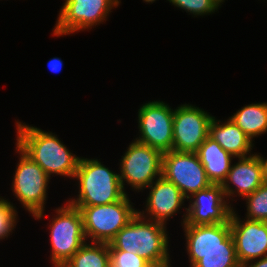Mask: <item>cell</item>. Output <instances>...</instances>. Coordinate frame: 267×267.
<instances>
[{"label": "cell", "mask_w": 267, "mask_h": 267, "mask_svg": "<svg viewBox=\"0 0 267 267\" xmlns=\"http://www.w3.org/2000/svg\"><path fill=\"white\" fill-rule=\"evenodd\" d=\"M16 124V145L49 177L57 174L74 178L81 157L70 152L54 133L19 121Z\"/></svg>", "instance_id": "obj_1"}, {"label": "cell", "mask_w": 267, "mask_h": 267, "mask_svg": "<svg viewBox=\"0 0 267 267\" xmlns=\"http://www.w3.org/2000/svg\"><path fill=\"white\" fill-rule=\"evenodd\" d=\"M166 225L143 218L138 213L108 244L109 250L138 254L151 265L170 263Z\"/></svg>", "instance_id": "obj_2"}, {"label": "cell", "mask_w": 267, "mask_h": 267, "mask_svg": "<svg viewBox=\"0 0 267 267\" xmlns=\"http://www.w3.org/2000/svg\"><path fill=\"white\" fill-rule=\"evenodd\" d=\"M79 194L67 202L72 206H97L111 204L127 195L119 173L105 167L98 159L81 157L76 170Z\"/></svg>", "instance_id": "obj_3"}, {"label": "cell", "mask_w": 267, "mask_h": 267, "mask_svg": "<svg viewBox=\"0 0 267 267\" xmlns=\"http://www.w3.org/2000/svg\"><path fill=\"white\" fill-rule=\"evenodd\" d=\"M128 194L111 204L97 206H74L83 217L84 233L91 242L107 243L136 215L137 209Z\"/></svg>", "instance_id": "obj_4"}, {"label": "cell", "mask_w": 267, "mask_h": 267, "mask_svg": "<svg viewBox=\"0 0 267 267\" xmlns=\"http://www.w3.org/2000/svg\"><path fill=\"white\" fill-rule=\"evenodd\" d=\"M50 229L52 266H63L87 241L80 209L68 202L56 208Z\"/></svg>", "instance_id": "obj_5"}, {"label": "cell", "mask_w": 267, "mask_h": 267, "mask_svg": "<svg viewBox=\"0 0 267 267\" xmlns=\"http://www.w3.org/2000/svg\"><path fill=\"white\" fill-rule=\"evenodd\" d=\"M20 155L12 182V191L22 206L37 220L44 215L47 186L51 179L45 171L17 145Z\"/></svg>", "instance_id": "obj_6"}, {"label": "cell", "mask_w": 267, "mask_h": 267, "mask_svg": "<svg viewBox=\"0 0 267 267\" xmlns=\"http://www.w3.org/2000/svg\"><path fill=\"white\" fill-rule=\"evenodd\" d=\"M123 155L120 160L119 178L124 191L125 181L139 192L162 176L163 153L158 149L134 140Z\"/></svg>", "instance_id": "obj_7"}, {"label": "cell", "mask_w": 267, "mask_h": 267, "mask_svg": "<svg viewBox=\"0 0 267 267\" xmlns=\"http://www.w3.org/2000/svg\"><path fill=\"white\" fill-rule=\"evenodd\" d=\"M120 3V0H65L53 28V35L58 37L92 29L106 22L111 9Z\"/></svg>", "instance_id": "obj_8"}, {"label": "cell", "mask_w": 267, "mask_h": 267, "mask_svg": "<svg viewBox=\"0 0 267 267\" xmlns=\"http://www.w3.org/2000/svg\"><path fill=\"white\" fill-rule=\"evenodd\" d=\"M139 143L162 153L173 150L174 110L163 101H149L138 110Z\"/></svg>", "instance_id": "obj_9"}, {"label": "cell", "mask_w": 267, "mask_h": 267, "mask_svg": "<svg viewBox=\"0 0 267 267\" xmlns=\"http://www.w3.org/2000/svg\"><path fill=\"white\" fill-rule=\"evenodd\" d=\"M162 176L187 199L212 183L196 152L168 151L162 156Z\"/></svg>", "instance_id": "obj_10"}, {"label": "cell", "mask_w": 267, "mask_h": 267, "mask_svg": "<svg viewBox=\"0 0 267 267\" xmlns=\"http://www.w3.org/2000/svg\"><path fill=\"white\" fill-rule=\"evenodd\" d=\"M214 116L191 104L174 109L173 150L197 152L209 136V125Z\"/></svg>", "instance_id": "obj_11"}, {"label": "cell", "mask_w": 267, "mask_h": 267, "mask_svg": "<svg viewBox=\"0 0 267 267\" xmlns=\"http://www.w3.org/2000/svg\"><path fill=\"white\" fill-rule=\"evenodd\" d=\"M222 185L211 184L192 194L189 199V206L185 208L182 218V225H214L229 221L233 210L230 200H225Z\"/></svg>", "instance_id": "obj_12"}, {"label": "cell", "mask_w": 267, "mask_h": 267, "mask_svg": "<svg viewBox=\"0 0 267 267\" xmlns=\"http://www.w3.org/2000/svg\"><path fill=\"white\" fill-rule=\"evenodd\" d=\"M232 210L229 223L234 239L236 256L241 266L267 256V222L238 217Z\"/></svg>", "instance_id": "obj_13"}, {"label": "cell", "mask_w": 267, "mask_h": 267, "mask_svg": "<svg viewBox=\"0 0 267 267\" xmlns=\"http://www.w3.org/2000/svg\"><path fill=\"white\" fill-rule=\"evenodd\" d=\"M146 209L137 213L143 218L167 225L168 219L183 208L185 197L181 191L163 176L157 178L149 187ZM147 214H146V213ZM145 214V215H144Z\"/></svg>", "instance_id": "obj_14"}, {"label": "cell", "mask_w": 267, "mask_h": 267, "mask_svg": "<svg viewBox=\"0 0 267 267\" xmlns=\"http://www.w3.org/2000/svg\"><path fill=\"white\" fill-rule=\"evenodd\" d=\"M263 183V166L259 155L254 153L247 157H238V162L231 165L230 171L222 183V188L226 200H229L227 198L234 197L235 194L244 198L252 194Z\"/></svg>", "instance_id": "obj_15"}, {"label": "cell", "mask_w": 267, "mask_h": 267, "mask_svg": "<svg viewBox=\"0 0 267 267\" xmlns=\"http://www.w3.org/2000/svg\"><path fill=\"white\" fill-rule=\"evenodd\" d=\"M186 250L235 249L229 221L214 225H183Z\"/></svg>", "instance_id": "obj_16"}, {"label": "cell", "mask_w": 267, "mask_h": 267, "mask_svg": "<svg viewBox=\"0 0 267 267\" xmlns=\"http://www.w3.org/2000/svg\"><path fill=\"white\" fill-rule=\"evenodd\" d=\"M220 122L213 117L209 125V136L235 158L252 155L253 141L230 119Z\"/></svg>", "instance_id": "obj_17"}, {"label": "cell", "mask_w": 267, "mask_h": 267, "mask_svg": "<svg viewBox=\"0 0 267 267\" xmlns=\"http://www.w3.org/2000/svg\"><path fill=\"white\" fill-rule=\"evenodd\" d=\"M196 153L210 182L222 185L230 171L232 159L235 157L225 151L210 136L201 144Z\"/></svg>", "instance_id": "obj_18"}, {"label": "cell", "mask_w": 267, "mask_h": 267, "mask_svg": "<svg viewBox=\"0 0 267 267\" xmlns=\"http://www.w3.org/2000/svg\"><path fill=\"white\" fill-rule=\"evenodd\" d=\"M229 119L253 141V138L267 132V103L246 105Z\"/></svg>", "instance_id": "obj_19"}, {"label": "cell", "mask_w": 267, "mask_h": 267, "mask_svg": "<svg viewBox=\"0 0 267 267\" xmlns=\"http://www.w3.org/2000/svg\"><path fill=\"white\" fill-rule=\"evenodd\" d=\"M190 267H242L236 249L187 250Z\"/></svg>", "instance_id": "obj_20"}, {"label": "cell", "mask_w": 267, "mask_h": 267, "mask_svg": "<svg viewBox=\"0 0 267 267\" xmlns=\"http://www.w3.org/2000/svg\"><path fill=\"white\" fill-rule=\"evenodd\" d=\"M86 242L65 264V267H109L107 243Z\"/></svg>", "instance_id": "obj_21"}, {"label": "cell", "mask_w": 267, "mask_h": 267, "mask_svg": "<svg viewBox=\"0 0 267 267\" xmlns=\"http://www.w3.org/2000/svg\"><path fill=\"white\" fill-rule=\"evenodd\" d=\"M247 204L246 219L267 222V184L244 197Z\"/></svg>", "instance_id": "obj_22"}, {"label": "cell", "mask_w": 267, "mask_h": 267, "mask_svg": "<svg viewBox=\"0 0 267 267\" xmlns=\"http://www.w3.org/2000/svg\"><path fill=\"white\" fill-rule=\"evenodd\" d=\"M172 5L185 10L195 16L210 15L218 10L219 4L215 0H168Z\"/></svg>", "instance_id": "obj_23"}, {"label": "cell", "mask_w": 267, "mask_h": 267, "mask_svg": "<svg viewBox=\"0 0 267 267\" xmlns=\"http://www.w3.org/2000/svg\"><path fill=\"white\" fill-rule=\"evenodd\" d=\"M17 209L6 198L0 197V240L10 236L17 225ZM13 230V231H12Z\"/></svg>", "instance_id": "obj_24"}, {"label": "cell", "mask_w": 267, "mask_h": 267, "mask_svg": "<svg viewBox=\"0 0 267 267\" xmlns=\"http://www.w3.org/2000/svg\"><path fill=\"white\" fill-rule=\"evenodd\" d=\"M109 267H149L151 264L133 252L109 250Z\"/></svg>", "instance_id": "obj_25"}, {"label": "cell", "mask_w": 267, "mask_h": 267, "mask_svg": "<svg viewBox=\"0 0 267 267\" xmlns=\"http://www.w3.org/2000/svg\"><path fill=\"white\" fill-rule=\"evenodd\" d=\"M63 62L60 58L54 57L48 61V67L52 72H60L62 70Z\"/></svg>", "instance_id": "obj_26"}, {"label": "cell", "mask_w": 267, "mask_h": 267, "mask_svg": "<svg viewBox=\"0 0 267 267\" xmlns=\"http://www.w3.org/2000/svg\"><path fill=\"white\" fill-rule=\"evenodd\" d=\"M253 262L252 261L247 262L242 267H267V256L257 259V260H253Z\"/></svg>", "instance_id": "obj_27"}, {"label": "cell", "mask_w": 267, "mask_h": 267, "mask_svg": "<svg viewBox=\"0 0 267 267\" xmlns=\"http://www.w3.org/2000/svg\"><path fill=\"white\" fill-rule=\"evenodd\" d=\"M258 155L263 166V182L267 184V159H265V157L263 158L260 154Z\"/></svg>", "instance_id": "obj_28"}, {"label": "cell", "mask_w": 267, "mask_h": 267, "mask_svg": "<svg viewBox=\"0 0 267 267\" xmlns=\"http://www.w3.org/2000/svg\"><path fill=\"white\" fill-rule=\"evenodd\" d=\"M149 267H171V264H163V265H150Z\"/></svg>", "instance_id": "obj_29"}, {"label": "cell", "mask_w": 267, "mask_h": 267, "mask_svg": "<svg viewBox=\"0 0 267 267\" xmlns=\"http://www.w3.org/2000/svg\"><path fill=\"white\" fill-rule=\"evenodd\" d=\"M215 2H217L219 4V6H221L223 2H225V0H215Z\"/></svg>", "instance_id": "obj_30"}, {"label": "cell", "mask_w": 267, "mask_h": 267, "mask_svg": "<svg viewBox=\"0 0 267 267\" xmlns=\"http://www.w3.org/2000/svg\"><path fill=\"white\" fill-rule=\"evenodd\" d=\"M143 1H145V2H147V3H152V2H154V1H156V0H143Z\"/></svg>", "instance_id": "obj_31"}]
</instances>
